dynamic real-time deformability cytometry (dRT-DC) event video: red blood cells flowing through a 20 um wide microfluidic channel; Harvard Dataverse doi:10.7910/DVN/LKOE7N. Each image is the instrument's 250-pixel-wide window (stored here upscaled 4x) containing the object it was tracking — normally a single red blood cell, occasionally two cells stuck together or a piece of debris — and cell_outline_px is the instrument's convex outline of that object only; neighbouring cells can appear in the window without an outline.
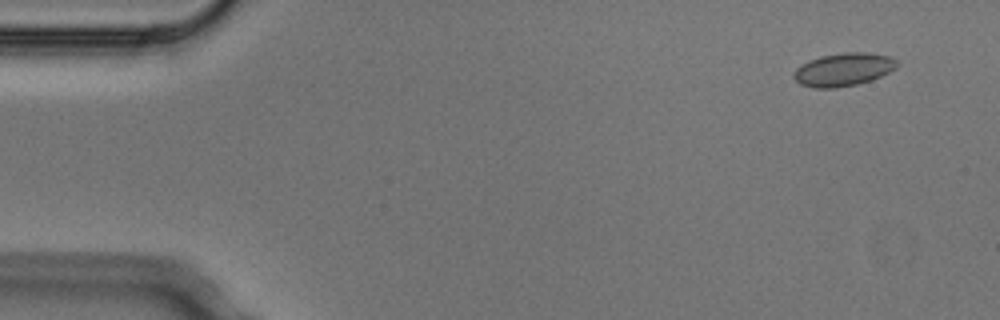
{"species": "Egyptian fruit bat (a non-hibernating species)", "species_latin": "Rousettus aegyptiacus", "temperature_condition": "cold", "stored_images_in_passage": 4, "camera_frame_rate_fps": 3000, "um_per_image_px": 0.085, "animal": {"sex": "male"}, "frame": {"image": 1, "passage_image": 1, "time_ms": 0.0, "image_size_px": [1000, 320], "cell_outline_px": [[900, 64], [896, 68], [872, 80], [856, 84], [836, 88], [816, 88], [800, 84], [792, 76], [796, 68], [800, 64], [808, 60], [820, 56], [844, 52], [864, 52], [892, 56]], "centroid_in_image_um": [71.69, 5.9], "position_along_channel_um": 13.3, "area_um2": 20.06}}
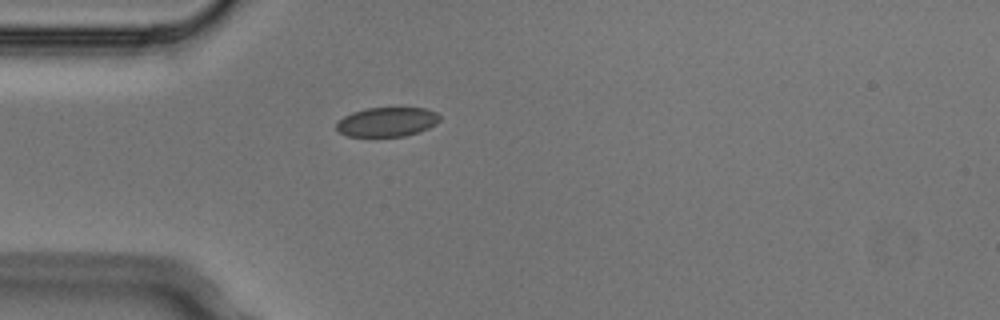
{"frame": {"image": 2, "passage_image": 4, "time_ms": 1.0, "image_size_px": [1000, 320], "cell_outline_px": [[440, 120], [436, 124], [420, 132], [404, 136], [348, 136], [340, 132], [336, 128], [336, 124], [344, 116], [352, 112], [364, 108], [424, 108], [436, 112], [440, 116]], "centroid_in_image_um": [32.91, 10.36], "position_along_channel_um": 52.1, "area_um2": 17.63}}